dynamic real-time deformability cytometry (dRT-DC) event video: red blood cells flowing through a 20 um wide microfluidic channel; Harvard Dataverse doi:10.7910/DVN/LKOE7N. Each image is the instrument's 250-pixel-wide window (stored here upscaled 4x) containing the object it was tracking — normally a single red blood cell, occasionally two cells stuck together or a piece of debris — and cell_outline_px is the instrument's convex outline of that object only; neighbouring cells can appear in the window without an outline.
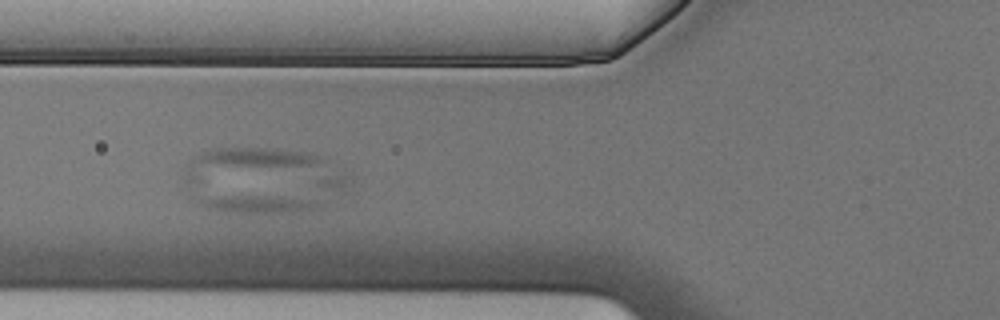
{"species": "Egyptian fruit bat (a non-hibernating species)", "species_latin": "Rousettus aegyptiacus", "temperature_condition": "cold", "stored_images_in_passage": 9, "camera_frame_rate_fps": 3000, "um_per_image_px": 0.085, "animal": {"sex": "male"}, "frame": {"image": 1, "passage_image": 6, "time_ms": 1.667, "image_size_px": [1000, 320], "cell_outline_px": [[312, 208], [300, 212], [224, 212], [208, 208], [196, 196], [264, 196], [304, 200], [312, 204]], "centroid_in_image_um": [21.64, 17.35], "position_along_channel_um": 104.2, "area_um2": 11.21}}